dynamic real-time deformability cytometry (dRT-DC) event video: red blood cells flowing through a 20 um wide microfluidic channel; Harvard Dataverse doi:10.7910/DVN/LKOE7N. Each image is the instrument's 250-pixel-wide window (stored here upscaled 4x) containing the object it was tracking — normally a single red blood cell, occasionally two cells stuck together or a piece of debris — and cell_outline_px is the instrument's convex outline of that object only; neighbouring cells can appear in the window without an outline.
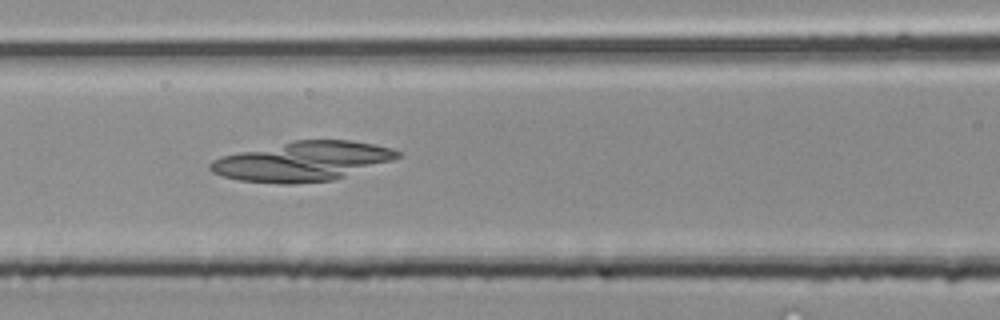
{"species": "common noctule bat (a hibernating species)", "species_latin": "Nyctalus noctula", "temperature_condition": "room temperature", "stored_images_in_passage": 18, "camera_frame_rate_fps": 3000, "um_per_image_px": 0.085, "animal": {"sex": "male", "body_mass_g": 20.4}, "frame": {"image": 1, "passage_image": 18, "time_ms": 5.667, "image_size_px": [1000, 320], "cell_outline_px": [[400, 156], [392, 160], [332, 180], [292, 184], [280, 184], [240, 180], [224, 176], [212, 172], [208, 168], [208, 164], [212, 160], [220, 156], [292, 140], [352, 140], [392, 148], [400, 152]], "centroid_in_image_um": [25.67, 13.7], "position_along_channel_um": 140.9, "area_um2": 42.77}}